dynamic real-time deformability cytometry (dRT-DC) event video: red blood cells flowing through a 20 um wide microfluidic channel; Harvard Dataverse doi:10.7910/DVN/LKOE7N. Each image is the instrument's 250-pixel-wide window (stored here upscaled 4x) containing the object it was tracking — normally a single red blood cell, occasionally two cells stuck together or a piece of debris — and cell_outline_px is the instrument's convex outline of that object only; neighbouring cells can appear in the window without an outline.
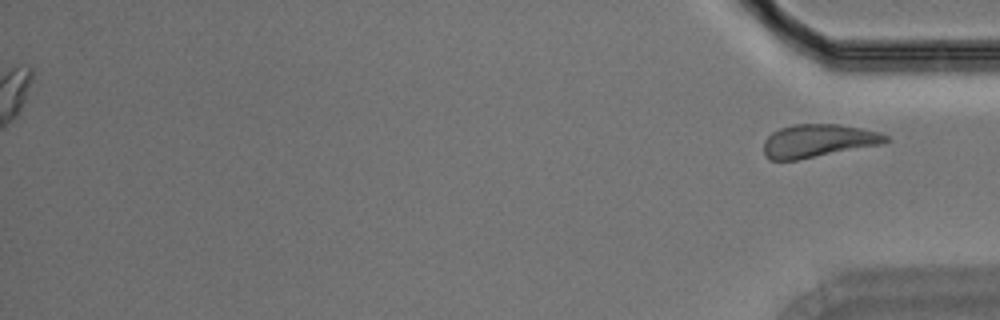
{"species": "Egyptian fruit bat (a non-hibernating species)", "species_latin": "Rousettus aegyptiacus", "temperature_condition": "room temperature", "stored_images_in_passage": 39, "segment_of_instrument_passage": [2, 2], "camera_frame_rate_fps": 3000, "um_per_image_px": 0.085, "animal": {"sex": "male"}, "frame": {"image": 1, "passage_image": 39, "time_ms": 12.667, "image_size_px": [1000, 320], "cell_outline_px": [[888, 140], [884, 144], [796, 160], [768, 160], [764, 156], [764, 140], [772, 132], [780, 128], [792, 124], [836, 124], [860, 128], [880, 132], [888, 136]], "centroid_in_image_um": [69.53, 11.97], "position_along_channel_um": 365.7, "area_um2": 23.58}}